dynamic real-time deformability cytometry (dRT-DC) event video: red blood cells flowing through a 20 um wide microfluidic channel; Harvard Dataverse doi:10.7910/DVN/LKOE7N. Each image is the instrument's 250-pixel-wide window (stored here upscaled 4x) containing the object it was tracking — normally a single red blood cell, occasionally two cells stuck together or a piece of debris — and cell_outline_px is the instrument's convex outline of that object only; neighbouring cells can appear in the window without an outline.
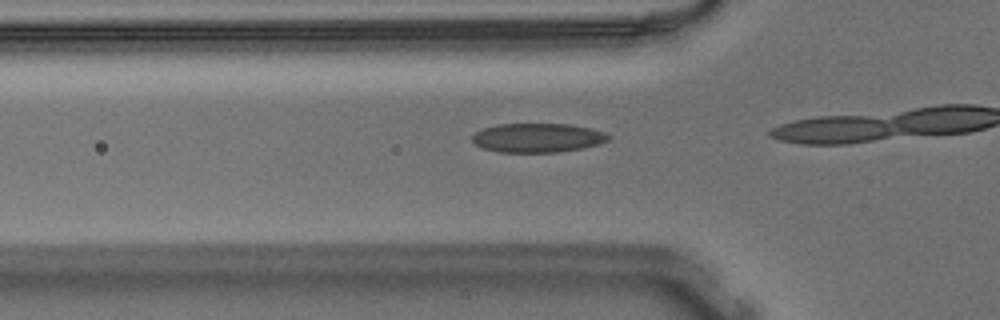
{"species": "Egyptian fruit bat (a non-hibernating species)", "species_latin": "Rousettus aegyptiacus", "temperature_condition": "warm", "stored_images_in_passage": 16, "camera_frame_rate_fps": 3000, "um_per_image_px": 0.085, "animal": {"sex": "male"}, "frame": {"image": 1, "passage_image": 14, "time_ms": 4.333, "image_size_px": [1000, 320], "cell_outline_px": [[608, 140], [600, 144], [580, 148], [556, 152], [496, 152], [484, 148], [476, 144], [472, 140], [472, 136], [476, 132], [484, 128], [496, 124], [572, 124], [592, 128], [604, 132], [608, 136]], "centroid_in_image_um": [45.69, 11.7], "position_along_channel_um": 80.1, "area_um2": 23.0}}